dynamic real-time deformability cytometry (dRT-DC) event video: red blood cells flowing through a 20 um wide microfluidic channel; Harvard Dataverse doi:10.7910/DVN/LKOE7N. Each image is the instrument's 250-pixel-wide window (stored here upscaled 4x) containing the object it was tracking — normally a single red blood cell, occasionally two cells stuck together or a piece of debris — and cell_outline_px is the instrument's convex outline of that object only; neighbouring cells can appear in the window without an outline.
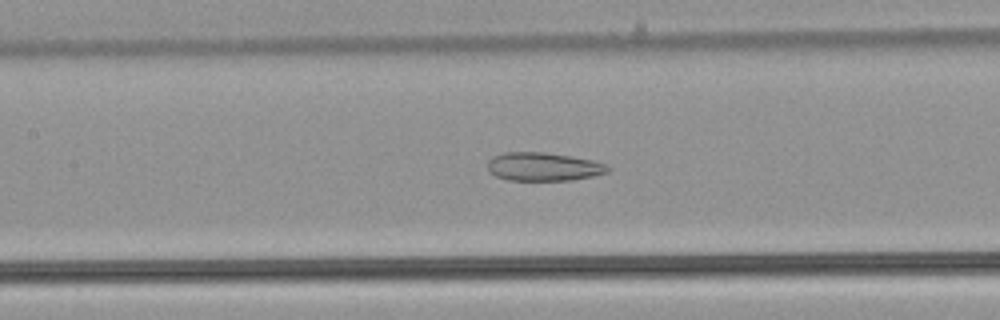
{"species": "common noctule bat (a hibernating species)", "species_latin": "Nyctalus noctula", "temperature_condition": "warm", "stored_images_in_passage": 52, "camera_frame_rate_fps": 3000, "um_per_image_px": 0.085, "animal": {"sex": "male", "body_mass_g": 21.5, "forearm_length_mm": 52.0}, "frame": {"image": 1, "passage_image": 25, "time_ms": 8.0, "image_size_px": [1000, 320], "cell_outline_px": [[612, 168], [608, 172], [592, 176], [572, 180], [508, 180], [496, 176], [488, 172], [488, 160], [492, 156], [504, 152], [544, 152], [592, 160], [604, 164]], "centroid_in_image_um": [46.15, 14.17], "position_along_channel_um": 161.2, "area_um2": 19.88}}
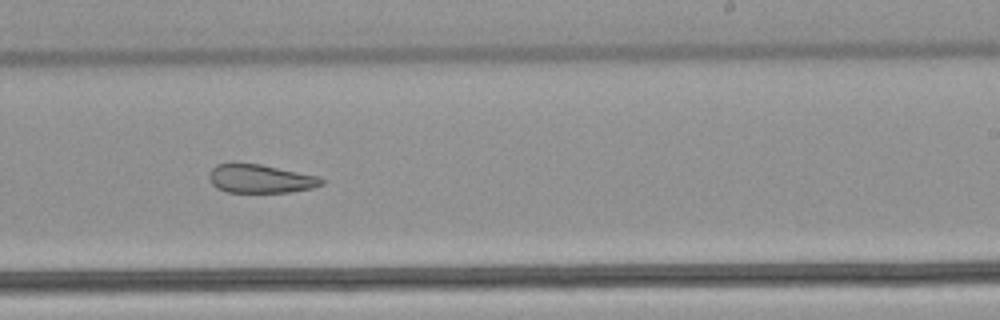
{"frame": {"image": 2, "passage_image": 33, "time_ms": 10.667, "image_size_px": [1000, 320], "cell_outline_px": [[324, 184], [312, 188], [288, 192], [228, 192], [216, 188], [212, 184], [208, 176], [212, 168], [216, 164], [232, 160], [260, 164], [320, 176], [324, 180]], "centroid_in_image_um": [22.09, 15.15], "position_along_channel_um": 266.9, "area_um2": 19.25}}
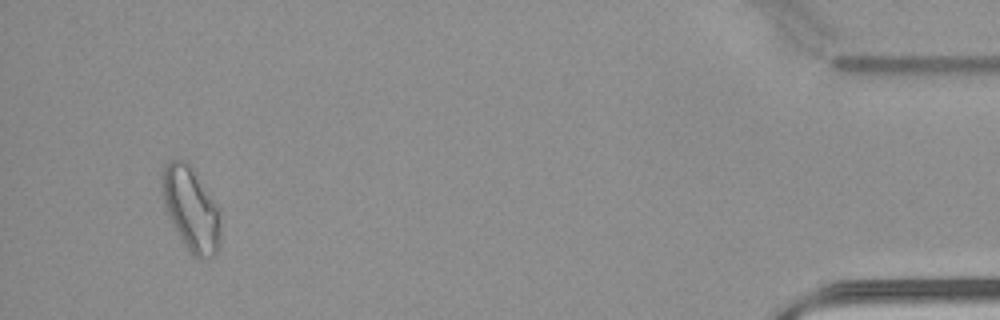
{"frame": {"image": 3, "passage_image": 50, "time_ms": 16.333, "image_size_px": [1000, 320], "cell_outline_px": [[220, 244], [216, 252], [208, 260], [200, 260], [192, 256], [188, 252], [168, 216], [164, 208], [160, 192], [160, 172], [164, 164], [168, 160], [188, 160], [220, 208]], "centroid_in_image_um": [16.21, 17.74], "position_along_channel_um": 419.0, "area_um2": 29.77}, "authors_computed_cell_mechanics": {"area_um2": 25.4031, "velocity_mm_per_s": 3.9798, "shape_relaxation_time_tau1_ms": null, "shape_relaxation_time_tau2_ms": 3.2493, "deformation_change_tau1": null, "deformation_change_tau2": 0.1214}}